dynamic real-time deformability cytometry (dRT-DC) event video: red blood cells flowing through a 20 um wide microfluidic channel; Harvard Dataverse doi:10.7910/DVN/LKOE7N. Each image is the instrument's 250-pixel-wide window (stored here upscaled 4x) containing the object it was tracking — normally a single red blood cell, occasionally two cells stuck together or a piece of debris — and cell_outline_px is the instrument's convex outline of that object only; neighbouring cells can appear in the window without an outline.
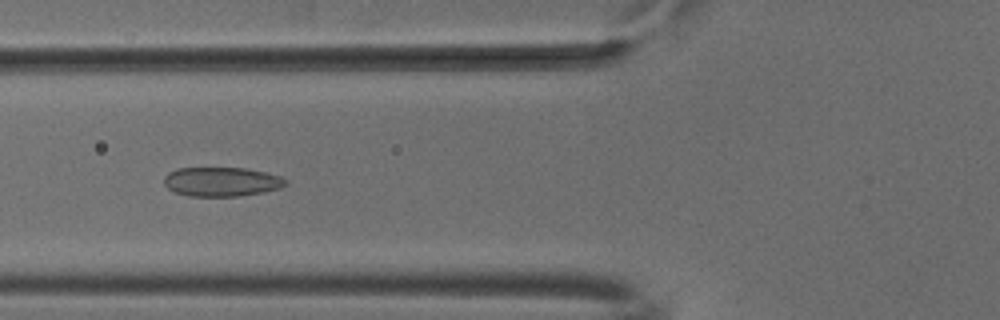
{"species": "common noctule bat (a hibernating species)", "species_latin": "Nyctalus noctula", "temperature_condition": "cold", "stored_images_in_passage": 51, "camera_frame_rate_fps": 3000, "um_per_image_px": 0.085, "animal": {"sex": "male", "body_mass_g": 18.8}, "frame": {"image": 1, "passage_image": 19, "time_ms": 6.0, "image_size_px": [1000, 320], "cell_outline_px": [[288, 184], [280, 188], [264, 192], [240, 196], [188, 196], [176, 192], [168, 188], [164, 184], [164, 176], [168, 172], [176, 168], [248, 168], [280, 176], [288, 180]], "centroid_in_image_um": [18.85, 15.44], "position_along_channel_um": 107.0, "area_um2": 20.87}}
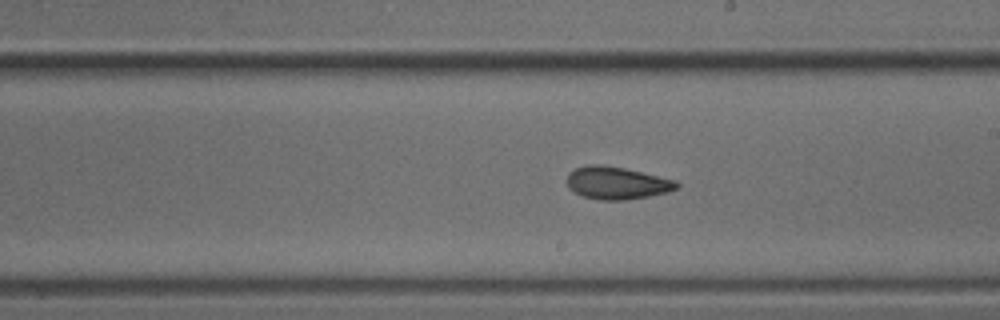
{"frame": {"image": 2, "passage_image": 29, "time_ms": 9.333, "image_size_px": [1000, 320], "cell_outline_px": [[680, 188], [668, 192], [648, 196], [624, 200], [600, 200], [584, 196], [568, 188], [568, 172], [576, 168], [588, 164], [604, 164], [624, 168], [676, 180], [680, 184]], "centroid_in_image_um": [52.45, 15.54], "position_along_channel_um": 236.5, "area_um2": 20.81}}
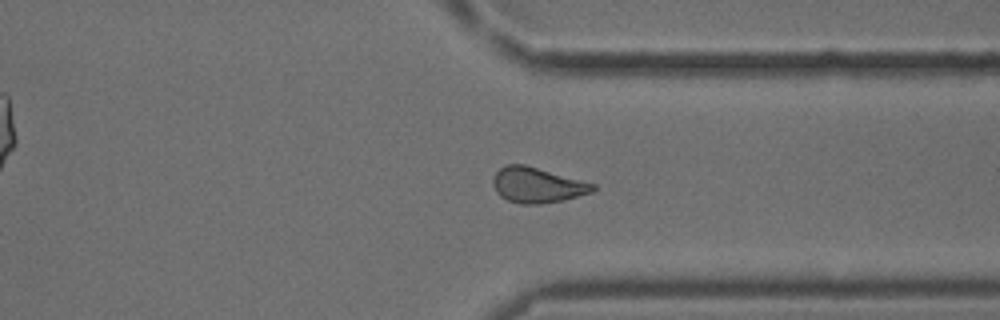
{"frame": {"image": 3, "passage_image": 39, "time_ms": 12.667, "image_size_px": [1000, 320], "cell_outline_px": [[596, 188], [592, 192], [564, 200], [536, 204], [520, 204], [508, 200], [500, 196], [496, 192], [492, 184], [492, 180], [496, 172], [504, 164], [524, 164], [596, 184]], "centroid_in_image_um": [45.64, 15.73], "position_along_channel_um": 365.8, "area_um2": 20.58}, "authors_computed_cell_mechanics": {"area_um2": 20.5768, "velocity_mm_per_s": 3.8821, "shape_relaxation_time_tau1_ms": null, "shape_relaxation_time_tau2_ms": 2.3314, "deformation_change_tau1": null, "deformation_change_tau2": 0.0728}}